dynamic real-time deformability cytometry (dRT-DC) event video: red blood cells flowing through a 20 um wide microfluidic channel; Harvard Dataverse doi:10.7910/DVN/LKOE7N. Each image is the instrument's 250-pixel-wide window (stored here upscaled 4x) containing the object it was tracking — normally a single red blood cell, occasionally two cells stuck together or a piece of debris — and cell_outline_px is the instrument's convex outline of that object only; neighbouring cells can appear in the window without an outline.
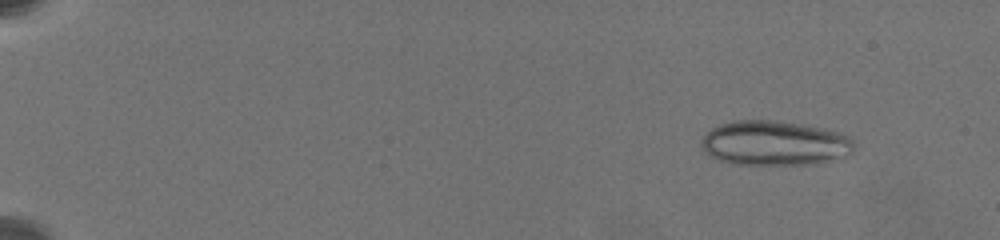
{"species": "common noctule bat (a hibernating species)", "species_latin": "Nyctalus noctula", "temperature_condition": "warm", "stored_images_in_passage": 32, "segment_of_instrument_passage": [1, 2], "camera_frame_rate_fps": 3000, "um_per_image_px": 0.085, "animal": {"sex": "female", "body_mass_g": 19.5, "forearm_length_mm": 54.1}, "frame": {"image": 1, "passage_image": 4, "time_ms": 2.0, "image_size_px": [1000, 240], "cell_outline_px": [[856, 144], [852, 152], [844, 156], [828, 160], [808, 164], [736, 164], [720, 160], [704, 152], [700, 148], [700, 140], [712, 128], [720, 124], [732, 120], [772, 120], [800, 124], [840, 132], [848, 136]], "centroid_in_image_um": [65.8, 12.16], "position_along_channel_um": 19.2, "area_um2": 39.59}}